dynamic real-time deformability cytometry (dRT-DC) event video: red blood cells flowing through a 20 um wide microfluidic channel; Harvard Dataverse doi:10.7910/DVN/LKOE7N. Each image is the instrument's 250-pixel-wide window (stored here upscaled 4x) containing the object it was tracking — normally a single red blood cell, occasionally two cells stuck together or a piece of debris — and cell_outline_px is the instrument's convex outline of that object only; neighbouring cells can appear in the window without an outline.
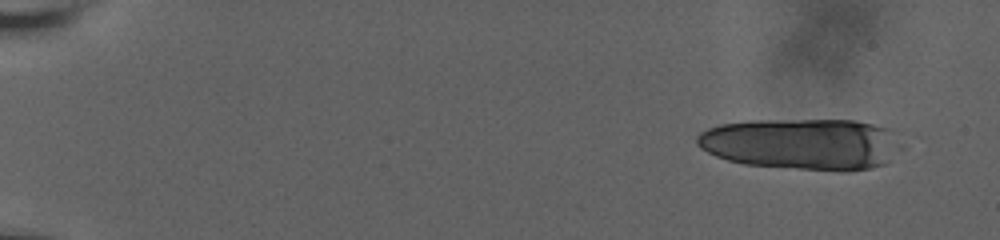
{"species": "human", "species_latin": "Homo sapiens", "temperature_condition": "room temperature", "stored_images_in_passage": 19, "camera_frame_rate_fps": 3000, "um_per_image_px": 0.085, "donor": {"sex": "male"}, "frame": {"image": 1, "passage_image": 1, "time_ms": 0.0, "image_size_px": [1000, 240], "cell_outline_px": [[896, 136], [884, 164], [872, 168], [848, 172], [744, 164], [728, 160], [716, 156], [700, 148], [696, 144], [696, 136], [700, 132], [708, 128], [720, 124], [748, 120], [852, 120], [872, 124], [888, 128], [896, 132]], "centroid_in_image_um": [68.04, 12.22], "position_along_channel_um": 17.0, "area_um2": 60.46}}